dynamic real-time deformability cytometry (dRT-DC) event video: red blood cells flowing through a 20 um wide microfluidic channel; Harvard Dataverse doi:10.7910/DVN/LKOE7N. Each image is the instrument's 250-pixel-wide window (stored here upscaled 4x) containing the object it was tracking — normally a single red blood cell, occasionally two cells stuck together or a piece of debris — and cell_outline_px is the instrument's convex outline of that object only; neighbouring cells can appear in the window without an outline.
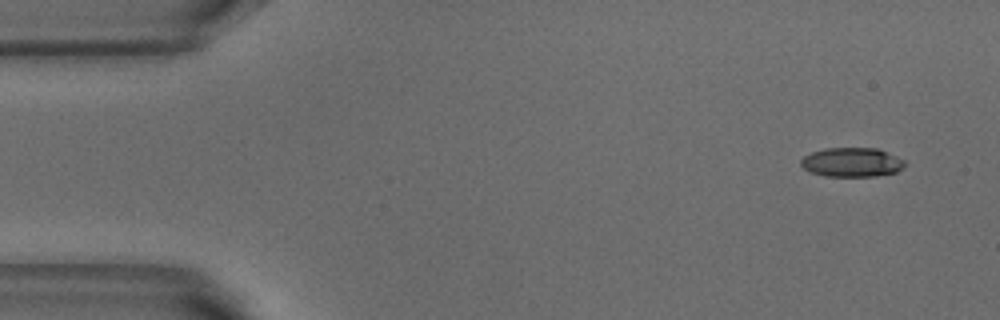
{"species": "common noctule bat (a hibernating species)", "species_latin": "Nyctalus noctula", "temperature_condition": "warm", "stored_images_in_passage": 4, "camera_frame_rate_fps": 3000, "um_per_image_px": 0.085, "animal": {"sex": "male", "body_mass_g": 18.8}, "frame": {"image": 1, "passage_image": 1, "time_ms": 0.0, "image_size_px": [1000, 320], "cell_outline_px": [[908, 164], [904, 168], [896, 172], [876, 176], [824, 176], [812, 172], [804, 168], [800, 164], [800, 160], [804, 156], [812, 152], [824, 148], [876, 148], [904, 160]], "centroid_in_image_um": [72.42, 13.79], "position_along_channel_um": 12.6, "area_um2": 17.69}}
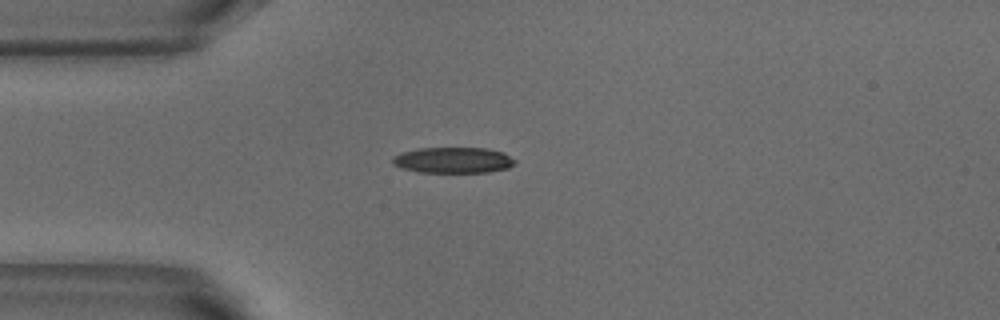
{"frame": {"image": 2, "passage_image": 3, "time_ms": 0.667, "image_size_px": [1000, 320], "cell_outline_px": [[516, 160], [508, 168], [488, 172], [416, 172], [400, 168], [392, 164], [392, 156], [400, 152], [416, 148], [488, 148], [504, 152]], "centroid_in_image_um": [38.46, 13.61], "position_along_channel_um": 46.5, "area_um2": 18.67}}